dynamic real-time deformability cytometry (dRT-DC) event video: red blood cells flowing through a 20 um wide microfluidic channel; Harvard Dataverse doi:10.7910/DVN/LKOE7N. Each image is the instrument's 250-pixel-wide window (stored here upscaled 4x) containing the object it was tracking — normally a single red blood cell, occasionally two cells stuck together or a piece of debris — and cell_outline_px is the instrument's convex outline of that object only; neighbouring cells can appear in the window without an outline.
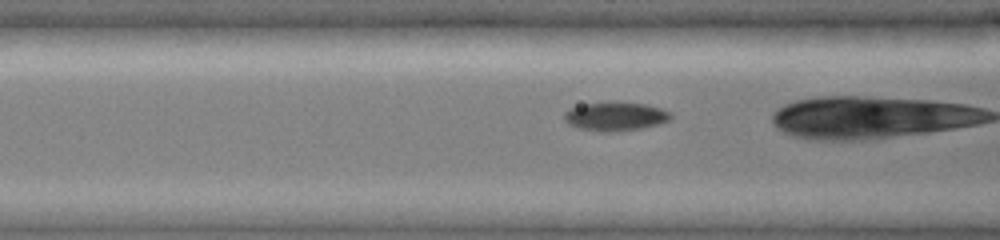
{"species": "common noctule bat (a hibernating species)", "species_latin": "Nyctalus noctula", "temperature_condition": "cold", "stored_images_in_passage": 28, "camera_frame_rate_fps": 3000, "um_per_image_px": 0.085, "animal": {"sex": "female", "body_mass_g": 19.0, "forearm_length_mm": 51.5}, "frame": {"image": 1, "passage_image": 15, "time_ms": 4.667, "image_size_px": [1000, 240], "cell_outline_px": [[672, 116], [668, 120], [660, 124], [640, 128], [616, 132], [600, 132], [580, 128], [568, 124], [564, 120], [564, 112], [568, 108], [584, 104], [608, 100], [644, 104], [660, 108], [672, 112]], "centroid_in_image_um": [52.28, 9.87], "position_along_channel_um": 114.3, "area_um2": 18.26}}